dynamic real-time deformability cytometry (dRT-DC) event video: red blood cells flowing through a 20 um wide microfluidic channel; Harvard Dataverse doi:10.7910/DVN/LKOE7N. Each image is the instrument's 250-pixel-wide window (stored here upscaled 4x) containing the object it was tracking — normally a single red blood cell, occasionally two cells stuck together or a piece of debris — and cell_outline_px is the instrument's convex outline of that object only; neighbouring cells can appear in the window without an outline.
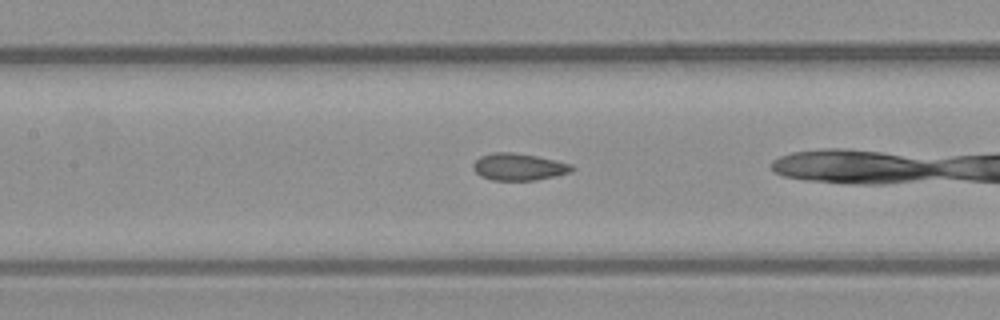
{"species": "common noctule bat (a hibernating species)", "species_latin": "Nyctalus noctula", "temperature_condition": "warm", "stored_images_in_passage": 23, "camera_frame_rate_fps": 3000, "um_per_image_px": 0.085, "animal": {"sex": "male", "body_mass_g": 23.1, "forearm_length_mm": 52.7}, "frame": {"image": 1, "passage_image": 21, "time_ms": 6.667, "image_size_px": [1000, 320], "cell_outline_px": [[576, 168], [572, 172], [556, 176], [536, 180], [492, 180], [480, 176], [472, 168], [472, 164], [480, 156], [492, 152], [512, 152], [536, 156], [556, 160], [572, 164]], "centroid_in_image_um": [44.11, 14.18], "position_along_channel_um": 163.3, "area_um2": 15.72}}